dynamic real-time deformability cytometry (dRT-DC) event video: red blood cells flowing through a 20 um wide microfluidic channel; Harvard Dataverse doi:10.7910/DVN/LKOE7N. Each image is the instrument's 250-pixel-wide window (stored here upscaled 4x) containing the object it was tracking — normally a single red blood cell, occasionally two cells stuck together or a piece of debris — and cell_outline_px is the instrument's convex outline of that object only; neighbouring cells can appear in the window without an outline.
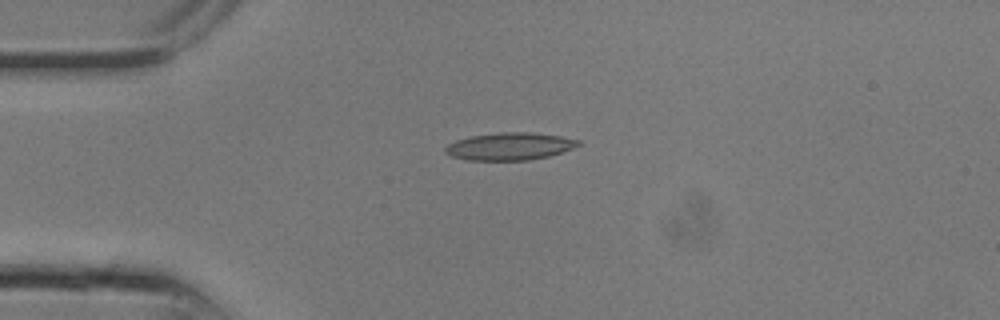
{"species": "common noctule bat (a hibernating species)", "species_latin": "Nyctalus noctula", "temperature_condition": "room temperature", "stored_images_in_passage": 4, "camera_frame_rate_fps": 3000, "um_per_image_px": 0.085, "animal": {"sex": "male", "body_mass_g": 13.3}, "frame": {"image": 1, "passage_image": 1, "time_ms": 0.0, "image_size_px": [1000, 320], "cell_outline_px": [[580, 144], [572, 148], [548, 156], [528, 160], [468, 160], [452, 156], [444, 152], [444, 148], [448, 144], [456, 140], [472, 136], [500, 132], [532, 132], [560, 136], [580, 140]], "centroid_in_image_um": [43.3, 12.43], "position_along_channel_um": 41.7, "area_um2": 21.1}}
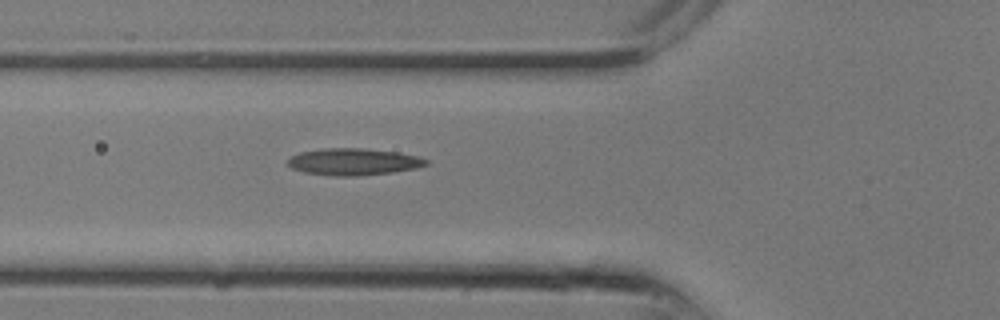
{"frame": {"image": 2, "passage_image": 4, "time_ms": 1.0, "image_size_px": [1000, 320], "cell_outline_px": [[428, 164], [416, 168], [392, 172], [356, 176], [332, 176], [304, 172], [292, 168], [288, 164], [288, 160], [292, 156], [300, 152], [324, 148], [364, 148], [400, 152], [420, 156], [428, 160]], "centroid_in_image_um": [30.08, 13.74], "position_along_channel_um": 95.7, "area_um2": 21.73}}